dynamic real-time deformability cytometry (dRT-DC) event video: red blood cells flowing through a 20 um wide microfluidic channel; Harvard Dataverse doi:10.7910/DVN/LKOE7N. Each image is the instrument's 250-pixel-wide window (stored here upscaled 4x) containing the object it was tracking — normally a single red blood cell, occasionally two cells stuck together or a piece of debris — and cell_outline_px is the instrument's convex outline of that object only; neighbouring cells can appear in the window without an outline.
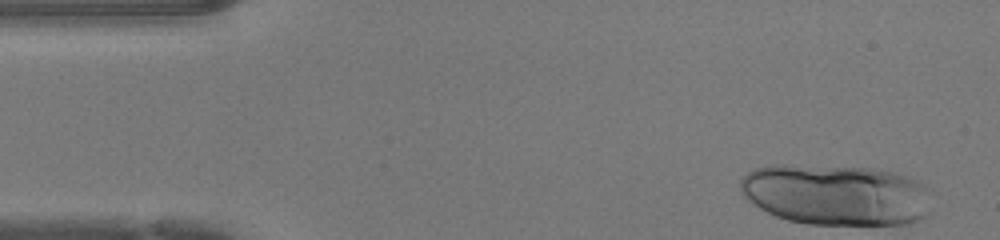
{"species": "human", "species_latin": "Homo sapiens", "temperature_condition": "warm", "stored_images_in_passage": 33, "camera_frame_rate_fps": 3000, "um_per_image_px": 0.085, "donor": {"sex": "female"}, "frame": {"image": 1, "passage_image": 1, "time_ms": 0.0, "image_size_px": [1000, 240], "cell_outline_px": [[928, 212], [920, 220], [908, 224], [808, 224], [788, 220], [776, 216], [752, 204], [740, 192], [740, 180], [748, 172], [756, 168], [772, 164], [784, 164], [868, 168], [892, 172], [912, 176], [920, 180], [928, 188]], "centroid_in_image_um": [71.06, 16.54], "position_along_channel_um": 13.9, "area_um2": 68.44}}